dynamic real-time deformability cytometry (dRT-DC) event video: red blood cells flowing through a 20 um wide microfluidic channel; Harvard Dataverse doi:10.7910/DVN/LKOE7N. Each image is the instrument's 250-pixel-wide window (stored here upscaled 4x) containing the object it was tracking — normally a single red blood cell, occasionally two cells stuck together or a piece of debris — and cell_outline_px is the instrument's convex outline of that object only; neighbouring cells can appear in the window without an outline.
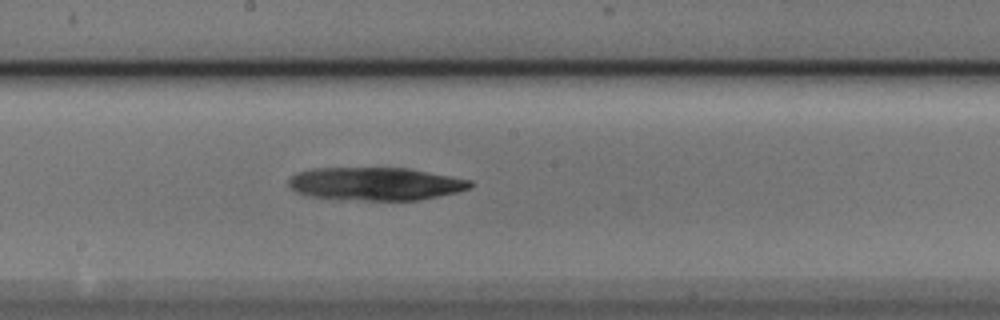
{"species": "Egyptian fruit bat (a non-hibernating species)", "species_latin": "Rousettus aegyptiacus", "temperature_condition": "cold", "stored_images_in_passage": 9, "camera_frame_rate_fps": 3000, "um_per_image_px": 0.085, "animal": {"sex": "male"}, "frame": {"image": 1, "passage_image": 8, "time_ms": 2.333, "image_size_px": [1000, 320], "cell_outline_px": [[472, 188], [456, 192], [420, 200], [364, 200], [308, 196], [296, 192], [288, 188], [288, 180], [296, 172], [312, 168], [408, 168], [472, 180]], "centroid_in_image_um": [31.9, 15.62], "position_along_channel_um": 216.3, "area_um2": 34.97}}